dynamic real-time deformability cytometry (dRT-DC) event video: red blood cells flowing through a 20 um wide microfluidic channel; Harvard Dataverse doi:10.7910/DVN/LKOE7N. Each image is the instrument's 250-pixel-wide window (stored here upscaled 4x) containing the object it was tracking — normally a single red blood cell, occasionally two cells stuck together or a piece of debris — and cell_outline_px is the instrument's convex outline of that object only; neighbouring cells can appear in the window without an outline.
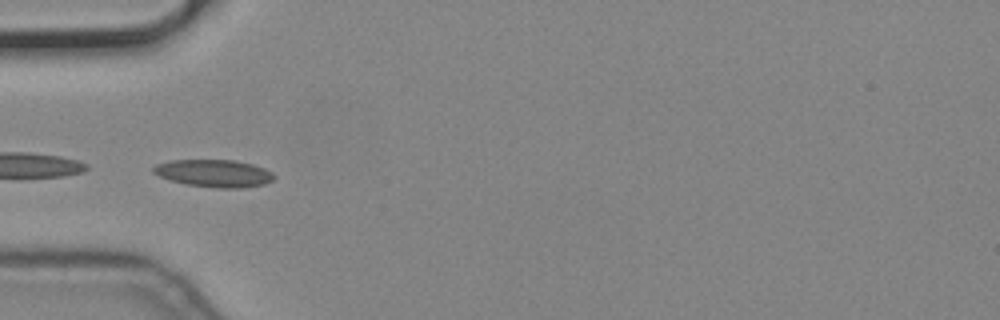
{"species": "common noctule bat (a hibernating species)", "species_latin": "Nyctalus noctula", "temperature_condition": "cold", "stored_images_in_passage": 6, "camera_frame_rate_fps": 3000, "um_per_image_px": 0.085, "animal": {"sex": "male", "body_mass_g": 19.2, "forearm_length_mm": 51.8}, "frame": {"image": 1, "passage_image": 3, "time_ms": 0.667, "image_size_px": [1000, 320], "cell_outline_px": [[276, 176], [272, 180], [264, 184], [240, 188], [216, 188], [184, 184], [160, 176], [152, 172], [152, 168], [156, 164], [168, 160], [236, 160], [252, 164], [264, 168], [272, 172]], "centroid_in_image_um": [18.19, 14.72], "position_along_channel_um": 66.8, "area_um2": 19.36}}
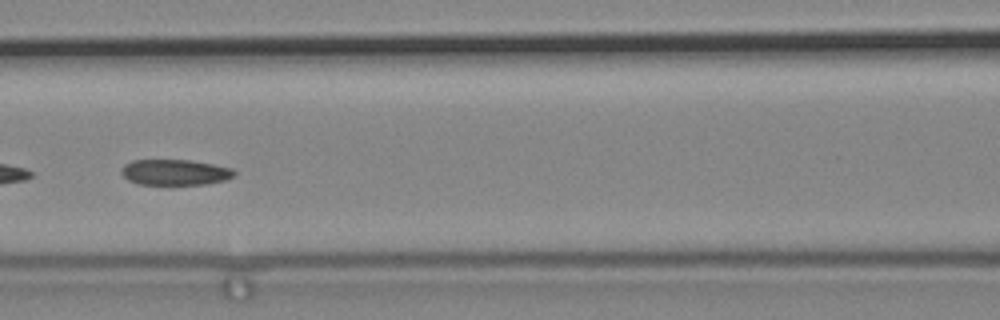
{"frame": {"image": 2, "passage_image": 5, "time_ms": 1.333, "image_size_px": [1000, 320], "cell_outline_px": [[236, 172], [232, 176], [224, 180], [204, 184], [140, 184], [128, 180], [120, 172], [120, 168], [124, 164], [132, 160], [192, 160], [232, 168]], "centroid_in_image_um": [14.83, 14.63], "position_along_channel_um": 151.8, "area_um2": 16.82}}
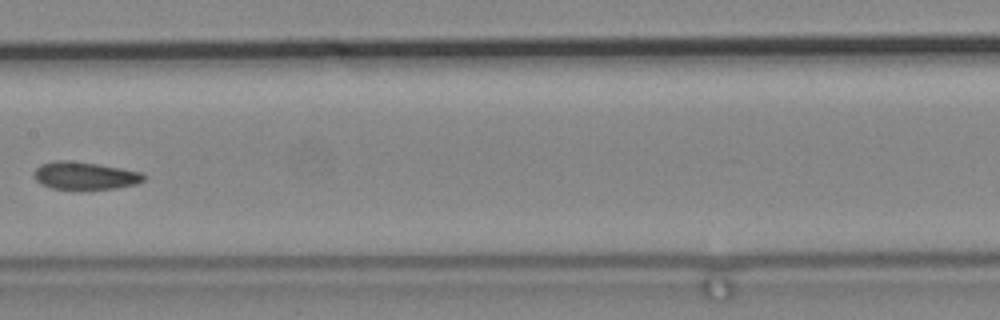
{"frame": {"image": 3, "passage_image": 6, "time_ms": 1.667, "image_size_px": [1000, 320], "cell_outline_px": [[144, 180], [136, 184], [116, 188], [52, 188], [36, 180], [32, 172], [40, 164], [56, 160], [68, 160], [96, 164], [120, 168], [140, 172], [144, 176]], "centroid_in_image_um": [7.18, 14.91], "position_along_channel_um": 200.2, "area_um2": 17.22}}